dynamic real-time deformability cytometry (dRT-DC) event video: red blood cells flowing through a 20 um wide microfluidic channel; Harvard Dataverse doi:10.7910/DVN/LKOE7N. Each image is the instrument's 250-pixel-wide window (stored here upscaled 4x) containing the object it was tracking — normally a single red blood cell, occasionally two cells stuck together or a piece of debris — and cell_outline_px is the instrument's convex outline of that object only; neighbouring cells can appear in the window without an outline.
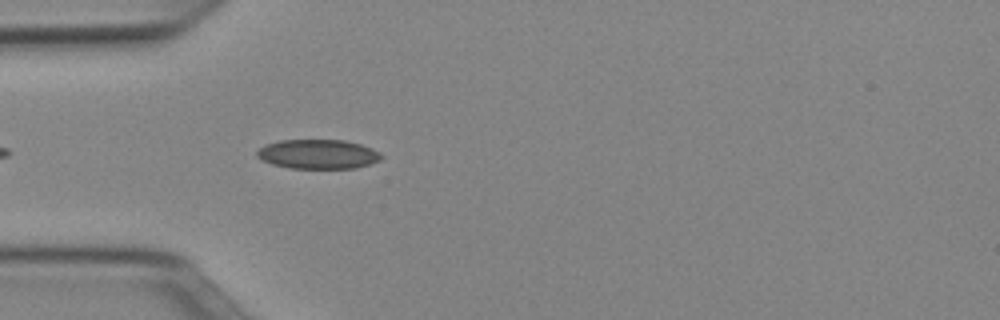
{"species": "Egyptian fruit bat (a non-hibernating species)", "species_latin": "Rousettus aegyptiacus", "temperature_condition": "cold", "stored_images_in_passage": 23, "camera_frame_rate_fps": 3000, "um_per_image_px": 0.085, "animal": {"sex": "female"}, "frame": {"image": 1, "passage_image": 1, "time_ms": 0.0, "image_size_px": [1000, 320], "cell_outline_px": [[384, 156], [380, 160], [356, 168], [288, 168], [272, 164], [256, 156], [256, 152], [260, 148], [268, 144], [280, 140], [344, 140], [360, 144], [372, 148], [380, 152]], "centroid_in_image_um": [27.06, 13.1], "position_along_channel_um": 57.9, "area_um2": 21.21}}